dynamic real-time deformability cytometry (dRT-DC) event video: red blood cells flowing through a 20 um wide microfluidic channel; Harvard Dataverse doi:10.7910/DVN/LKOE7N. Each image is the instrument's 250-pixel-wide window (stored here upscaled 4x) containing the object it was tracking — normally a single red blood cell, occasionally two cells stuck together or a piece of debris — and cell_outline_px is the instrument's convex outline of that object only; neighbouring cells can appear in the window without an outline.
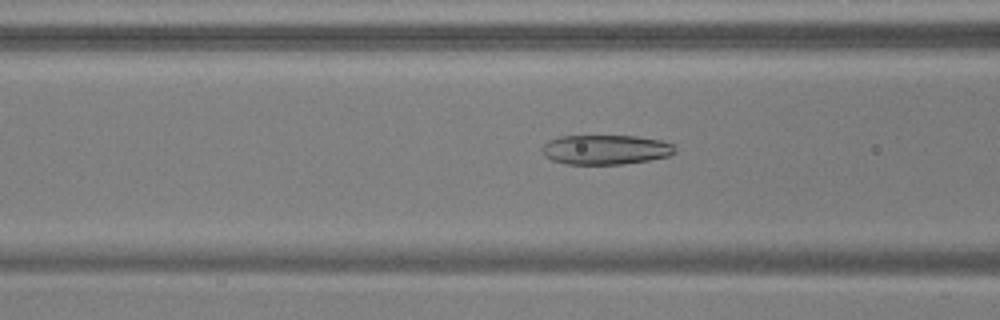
{"species": "common noctule bat (a hibernating species)", "species_latin": "Nyctalus noctula", "temperature_condition": "warm", "stored_images_in_passage": 54, "camera_frame_rate_fps": 3000, "um_per_image_px": 0.085, "animal": {"sex": "male", "body_mass_g": 17.9, "forearm_length_mm": 54.2}, "frame": {"image": 1, "passage_image": 22, "time_ms": 7.0, "image_size_px": [1000, 320], "cell_outline_px": [[676, 152], [668, 156], [648, 160], [624, 164], [568, 164], [552, 160], [544, 156], [540, 148], [548, 140], [560, 136], [636, 136], [660, 140], [672, 144], [676, 148]], "centroid_in_image_um": [51.45, 12.72], "position_along_channel_um": 115.1, "area_um2": 23.0}}
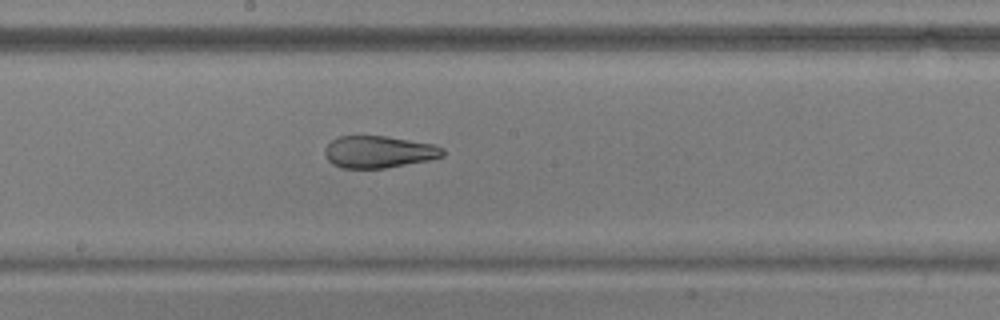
{"frame": {"image": 2, "passage_image": 30, "time_ms": 9.667, "image_size_px": [1000, 320], "cell_outline_px": [[444, 156], [428, 160], [384, 168], [340, 168], [332, 164], [328, 160], [324, 152], [324, 148], [332, 140], [340, 136], [388, 136], [432, 144], [444, 148]], "centroid_in_image_um": [32.17, 12.91], "position_along_channel_um": 216.0, "area_um2": 21.96}}
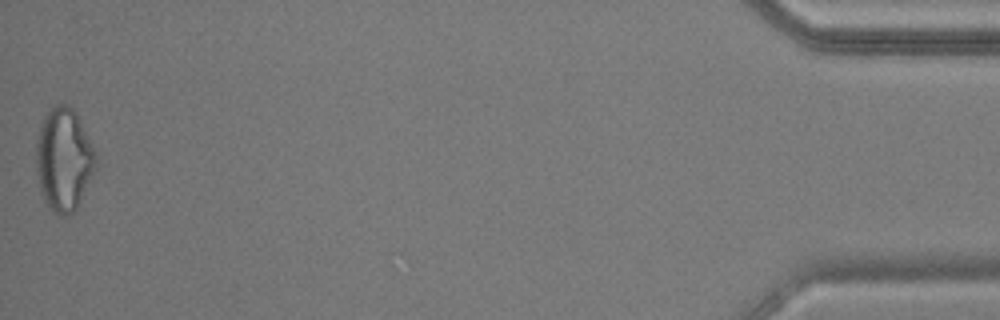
{"frame": {"image": 3, "passage_image": 54, "time_ms": 17.667, "image_size_px": [1000, 320], "cell_outline_px": [[96, 168], [76, 208], [68, 216], [56, 216], [48, 208], [40, 192], [36, 172], [36, 144], [40, 128], [44, 116], [56, 104], [64, 104], [72, 108], [76, 112], [80, 120], [96, 156]], "centroid_in_image_um": [5.39, 13.6], "position_along_channel_um": 429.8, "area_um2": 35.6}, "authors_computed_cell_mechanics": {"area_um2": 26.4724, "velocity_mm_per_s": 3.7816, "shape_relaxation_time_tau1_ms": null, "shape_relaxation_time_tau2_ms": 1.9828, "deformation_change_tau1": null, "deformation_change_tau2": 0.0991}}